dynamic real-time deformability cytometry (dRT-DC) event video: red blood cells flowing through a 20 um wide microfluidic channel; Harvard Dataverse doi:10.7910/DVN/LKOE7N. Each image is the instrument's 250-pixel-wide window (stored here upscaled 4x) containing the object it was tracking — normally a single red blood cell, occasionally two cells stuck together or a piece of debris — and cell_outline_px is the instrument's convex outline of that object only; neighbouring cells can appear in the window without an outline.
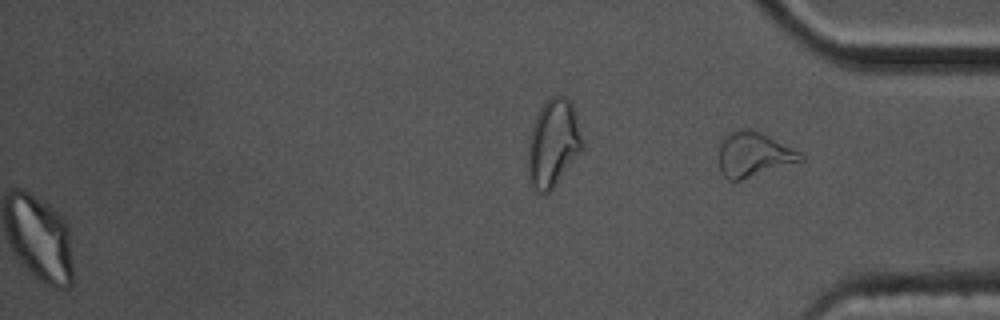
{"species": "common noctule bat (a hibernating species)", "species_latin": "Nyctalus noctula", "temperature_condition": "cold", "stored_images_in_passage": 56, "segment_of_instrument_passage": [2, 2], "camera_frame_rate_fps": 3000, "um_per_image_px": 0.085, "animal": {"sex": "male", "body_mass_g": 17.5, "forearm_length_mm": 52.3}, "frame": {"image": 1, "passage_image": 56, "time_ms": 18.333, "image_size_px": [1000, 320], "cell_outline_px": [[804, 160], [740, 180], [728, 180], [720, 172], [720, 144], [724, 136], [728, 132], [744, 128], [748, 128], [760, 132], [800, 152], [804, 156]], "centroid_in_image_um": [64.04, 13.12], "position_along_channel_um": 371.2, "area_um2": 20.98}}